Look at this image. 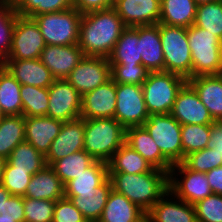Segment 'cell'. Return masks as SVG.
Wrapping results in <instances>:
<instances>
[{"mask_svg": "<svg viewBox=\"0 0 222 222\" xmlns=\"http://www.w3.org/2000/svg\"><path fill=\"white\" fill-rule=\"evenodd\" d=\"M125 28L113 8L83 13L78 45L84 56L108 58Z\"/></svg>", "mask_w": 222, "mask_h": 222, "instance_id": "1", "label": "cell"}, {"mask_svg": "<svg viewBox=\"0 0 222 222\" xmlns=\"http://www.w3.org/2000/svg\"><path fill=\"white\" fill-rule=\"evenodd\" d=\"M112 189L148 212L169 190V173L153 168L150 172L127 174L109 172Z\"/></svg>", "mask_w": 222, "mask_h": 222, "instance_id": "2", "label": "cell"}, {"mask_svg": "<svg viewBox=\"0 0 222 222\" xmlns=\"http://www.w3.org/2000/svg\"><path fill=\"white\" fill-rule=\"evenodd\" d=\"M84 150L95 160L108 163L125 143L126 129L114 118L84 119Z\"/></svg>", "mask_w": 222, "mask_h": 222, "instance_id": "3", "label": "cell"}, {"mask_svg": "<svg viewBox=\"0 0 222 222\" xmlns=\"http://www.w3.org/2000/svg\"><path fill=\"white\" fill-rule=\"evenodd\" d=\"M192 56V78L222 74V40L195 25L187 28Z\"/></svg>", "mask_w": 222, "mask_h": 222, "instance_id": "4", "label": "cell"}, {"mask_svg": "<svg viewBox=\"0 0 222 222\" xmlns=\"http://www.w3.org/2000/svg\"><path fill=\"white\" fill-rule=\"evenodd\" d=\"M159 33L164 56V71L192 78V56L187 38V28L159 23Z\"/></svg>", "mask_w": 222, "mask_h": 222, "instance_id": "5", "label": "cell"}, {"mask_svg": "<svg viewBox=\"0 0 222 222\" xmlns=\"http://www.w3.org/2000/svg\"><path fill=\"white\" fill-rule=\"evenodd\" d=\"M187 80L169 72H149L142 84L144 101L149 115L170 114L177 93Z\"/></svg>", "mask_w": 222, "mask_h": 222, "instance_id": "6", "label": "cell"}, {"mask_svg": "<svg viewBox=\"0 0 222 222\" xmlns=\"http://www.w3.org/2000/svg\"><path fill=\"white\" fill-rule=\"evenodd\" d=\"M81 16L74 7L58 12L36 15L34 20L40 29L46 45L78 44Z\"/></svg>", "mask_w": 222, "mask_h": 222, "instance_id": "7", "label": "cell"}, {"mask_svg": "<svg viewBox=\"0 0 222 222\" xmlns=\"http://www.w3.org/2000/svg\"><path fill=\"white\" fill-rule=\"evenodd\" d=\"M142 126L172 165L183 162L181 124L178 121L170 114H152Z\"/></svg>", "mask_w": 222, "mask_h": 222, "instance_id": "8", "label": "cell"}, {"mask_svg": "<svg viewBox=\"0 0 222 222\" xmlns=\"http://www.w3.org/2000/svg\"><path fill=\"white\" fill-rule=\"evenodd\" d=\"M169 190L177 198L192 205L213 194L206 173L192 171L183 163L172 166L169 172Z\"/></svg>", "mask_w": 222, "mask_h": 222, "instance_id": "9", "label": "cell"}, {"mask_svg": "<svg viewBox=\"0 0 222 222\" xmlns=\"http://www.w3.org/2000/svg\"><path fill=\"white\" fill-rule=\"evenodd\" d=\"M114 119L125 129L142 126L149 118L141 85L116 84Z\"/></svg>", "mask_w": 222, "mask_h": 222, "instance_id": "10", "label": "cell"}, {"mask_svg": "<svg viewBox=\"0 0 222 222\" xmlns=\"http://www.w3.org/2000/svg\"><path fill=\"white\" fill-rule=\"evenodd\" d=\"M46 46L34 18L17 15L8 60L38 59Z\"/></svg>", "mask_w": 222, "mask_h": 222, "instance_id": "11", "label": "cell"}, {"mask_svg": "<svg viewBox=\"0 0 222 222\" xmlns=\"http://www.w3.org/2000/svg\"><path fill=\"white\" fill-rule=\"evenodd\" d=\"M111 79V65L106 57L85 56L66 80L81 96Z\"/></svg>", "mask_w": 222, "mask_h": 222, "instance_id": "12", "label": "cell"}, {"mask_svg": "<svg viewBox=\"0 0 222 222\" xmlns=\"http://www.w3.org/2000/svg\"><path fill=\"white\" fill-rule=\"evenodd\" d=\"M49 106L46 116L63 122L80 118V93L66 80H54L48 87Z\"/></svg>", "mask_w": 222, "mask_h": 222, "instance_id": "13", "label": "cell"}, {"mask_svg": "<svg viewBox=\"0 0 222 222\" xmlns=\"http://www.w3.org/2000/svg\"><path fill=\"white\" fill-rule=\"evenodd\" d=\"M170 115L181 125H212L215 123L208 109L200 101L197 92L188 82L177 93Z\"/></svg>", "mask_w": 222, "mask_h": 222, "instance_id": "14", "label": "cell"}, {"mask_svg": "<svg viewBox=\"0 0 222 222\" xmlns=\"http://www.w3.org/2000/svg\"><path fill=\"white\" fill-rule=\"evenodd\" d=\"M126 27L158 24L161 0H114L112 7Z\"/></svg>", "mask_w": 222, "mask_h": 222, "instance_id": "15", "label": "cell"}, {"mask_svg": "<svg viewBox=\"0 0 222 222\" xmlns=\"http://www.w3.org/2000/svg\"><path fill=\"white\" fill-rule=\"evenodd\" d=\"M84 57L78 44L46 45L41 52L40 60L55 80H63Z\"/></svg>", "mask_w": 222, "mask_h": 222, "instance_id": "16", "label": "cell"}, {"mask_svg": "<svg viewBox=\"0 0 222 222\" xmlns=\"http://www.w3.org/2000/svg\"><path fill=\"white\" fill-rule=\"evenodd\" d=\"M116 104V83L110 79L82 96L80 118H114Z\"/></svg>", "mask_w": 222, "mask_h": 222, "instance_id": "17", "label": "cell"}, {"mask_svg": "<svg viewBox=\"0 0 222 222\" xmlns=\"http://www.w3.org/2000/svg\"><path fill=\"white\" fill-rule=\"evenodd\" d=\"M84 133V119L63 122L61 131L52 141L49 152L45 156L46 164L51 166L55 161L83 150Z\"/></svg>", "mask_w": 222, "mask_h": 222, "instance_id": "18", "label": "cell"}, {"mask_svg": "<svg viewBox=\"0 0 222 222\" xmlns=\"http://www.w3.org/2000/svg\"><path fill=\"white\" fill-rule=\"evenodd\" d=\"M147 214L153 222H197L194 206L177 198L170 190Z\"/></svg>", "mask_w": 222, "mask_h": 222, "instance_id": "19", "label": "cell"}, {"mask_svg": "<svg viewBox=\"0 0 222 222\" xmlns=\"http://www.w3.org/2000/svg\"><path fill=\"white\" fill-rule=\"evenodd\" d=\"M62 125L63 121L48 116L25 117V141L46 156Z\"/></svg>", "mask_w": 222, "mask_h": 222, "instance_id": "20", "label": "cell"}, {"mask_svg": "<svg viewBox=\"0 0 222 222\" xmlns=\"http://www.w3.org/2000/svg\"><path fill=\"white\" fill-rule=\"evenodd\" d=\"M3 66L21 85L48 88L55 80L40 58L7 60Z\"/></svg>", "mask_w": 222, "mask_h": 222, "instance_id": "21", "label": "cell"}, {"mask_svg": "<svg viewBox=\"0 0 222 222\" xmlns=\"http://www.w3.org/2000/svg\"><path fill=\"white\" fill-rule=\"evenodd\" d=\"M125 143L137 151L154 168L170 172L173 165L162 155L157 144L143 126L127 128Z\"/></svg>", "mask_w": 222, "mask_h": 222, "instance_id": "22", "label": "cell"}, {"mask_svg": "<svg viewBox=\"0 0 222 222\" xmlns=\"http://www.w3.org/2000/svg\"><path fill=\"white\" fill-rule=\"evenodd\" d=\"M187 82L197 92L213 120L222 121V74L196 76Z\"/></svg>", "mask_w": 222, "mask_h": 222, "instance_id": "23", "label": "cell"}, {"mask_svg": "<svg viewBox=\"0 0 222 222\" xmlns=\"http://www.w3.org/2000/svg\"><path fill=\"white\" fill-rule=\"evenodd\" d=\"M139 50L142 65L149 72L164 71V56L159 23L139 26Z\"/></svg>", "mask_w": 222, "mask_h": 222, "instance_id": "24", "label": "cell"}, {"mask_svg": "<svg viewBox=\"0 0 222 222\" xmlns=\"http://www.w3.org/2000/svg\"><path fill=\"white\" fill-rule=\"evenodd\" d=\"M23 197L57 201L64 198V184L51 166L32 175Z\"/></svg>", "mask_w": 222, "mask_h": 222, "instance_id": "25", "label": "cell"}, {"mask_svg": "<svg viewBox=\"0 0 222 222\" xmlns=\"http://www.w3.org/2000/svg\"><path fill=\"white\" fill-rule=\"evenodd\" d=\"M108 178L107 163L95 160L80 175L64 185V196L95 194L96 187L103 184Z\"/></svg>", "mask_w": 222, "mask_h": 222, "instance_id": "26", "label": "cell"}, {"mask_svg": "<svg viewBox=\"0 0 222 222\" xmlns=\"http://www.w3.org/2000/svg\"><path fill=\"white\" fill-rule=\"evenodd\" d=\"M145 213L126 196L112 189L98 222H136Z\"/></svg>", "mask_w": 222, "mask_h": 222, "instance_id": "27", "label": "cell"}, {"mask_svg": "<svg viewBox=\"0 0 222 222\" xmlns=\"http://www.w3.org/2000/svg\"><path fill=\"white\" fill-rule=\"evenodd\" d=\"M110 65H139V26L126 27L108 57Z\"/></svg>", "mask_w": 222, "mask_h": 222, "instance_id": "28", "label": "cell"}, {"mask_svg": "<svg viewBox=\"0 0 222 222\" xmlns=\"http://www.w3.org/2000/svg\"><path fill=\"white\" fill-rule=\"evenodd\" d=\"M111 190L112 183L110 178H108L103 184L96 187L95 194L64 197L70 199V201L83 214L87 221L98 222L102 216L108 195Z\"/></svg>", "mask_w": 222, "mask_h": 222, "instance_id": "29", "label": "cell"}, {"mask_svg": "<svg viewBox=\"0 0 222 222\" xmlns=\"http://www.w3.org/2000/svg\"><path fill=\"white\" fill-rule=\"evenodd\" d=\"M196 10L194 0H161L159 23L188 28L194 24Z\"/></svg>", "mask_w": 222, "mask_h": 222, "instance_id": "30", "label": "cell"}, {"mask_svg": "<svg viewBox=\"0 0 222 222\" xmlns=\"http://www.w3.org/2000/svg\"><path fill=\"white\" fill-rule=\"evenodd\" d=\"M107 165L109 172H124L127 174L146 173L154 168L126 143L113 154Z\"/></svg>", "mask_w": 222, "mask_h": 222, "instance_id": "31", "label": "cell"}, {"mask_svg": "<svg viewBox=\"0 0 222 222\" xmlns=\"http://www.w3.org/2000/svg\"><path fill=\"white\" fill-rule=\"evenodd\" d=\"M25 117L3 116L0 119V157L7 160L13 149L25 141Z\"/></svg>", "mask_w": 222, "mask_h": 222, "instance_id": "32", "label": "cell"}, {"mask_svg": "<svg viewBox=\"0 0 222 222\" xmlns=\"http://www.w3.org/2000/svg\"><path fill=\"white\" fill-rule=\"evenodd\" d=\"M21 84L0 65V106L5 116L22 115Z\"/></svg>", "mask_w": 222, "mask_h": 222, "instance_id": "33", "label": "cell"}, {"mask_svg": "<svg viewBox=\"0 0 222 222\" xmlns=\"http://www.w3.org/2000/svg\"><path fill=\"white\" fill-rule=\"evenodd\" d=\"M6 161L15 170L27 171L30 175L42 170L47 165L45 156L26 141L18 144Z\"/></svg>", "mask_w": 222, "mask_h": 222, "instance_id": "34", "label": "cell"}, {"mask_svg": "<svg viewBox=\"0 0 222 222\" xmlns=\"http://www.w3.org/2000/svg\"><path fill=\"white\" fill-rule=\"evenodd\" d=\"M94 161L95 159L83 149L55 161L51 167L65 185L68 181L80 175Z\"/></svg>", "mask_w": 222, "mask_h": 222, "instance_id": "35", "label": "cell"}, {"mask_svg": "<svg viewBox=\"0 0 222 222\" xmlns=\"http://www.w3.org/2000/svg\"><path fill=\"white\" fill-rule=\"evenodd\" d=\"M20 96L24 117L46 116L49 106L48 88L21 85Z\"/></svg>", "mask_w": 222, "mask_h": 222, "instance_id": "36", "label": "cell"}, {"mask_svg": "<svg viewBox=\"0 0 222 222\" xmlns=\"http://www.w3.org/2000/svg\"><path fill=\"white\" fill-rule=\"evenodd\" d=\"M17 15L10 0L0 3V65L10 56Z\"/></svg>", "mask_w": 222, "mask_h": 222, "instance_id": "37", "label": "cell"}, {"mask_svg": "<svg viewBox=\"0 0 222 222\" xmlns=\"http://www.w3.org/2000/svg\"><path fill=\"white\" fill-rule=\"evenodd\" d=\"M21 16L34 18L36 15L64 11L74 7L72 0H10Z\"/></svg>", "mask_w": 222, "mask_h": 222, "instance_id": "38", "label": "cell"}, {"mask_svg": "<svg viewBox=\"0 0 222 222\" xmlns=\"http://www.w3.org/2000/svg\"><path fill=\"white\" fill-rule=\"evenodd\" d=\"M222 40V0L197 5L194 24Z\"/></svg>", "mask_w": 222, "mask_h": 222, "instance_id": "39", "label": "cell"}, {"mask_svg": "<svg viewBox=\"0 0 222 222\" xmlns=\"http://www.w3.org/2000/svg\"><path fill=\"white\" fill-rule=\"evenodd\" d=\"M212 125H181V141L184 158L196 151L206 148Z\"/></svg>", "mask_w": 222, "mask_h": 222, "instance_id": "40", "label": "cell"}, {"mask_svg": "<svg viewBox=\"0 0 222 222\" xmlns=\"http://www.w3.org/2000/svg\"><path fill=\"white\" fill-rule=\"evenodd\" d=\"M55 201L24 197V222H53Z\"/></svg>", "mask_w": 222, "mask_h": 222, "instance_id": "41", "label": "cell"}, {"mask_svg": "<svg viewBox=\"0 0 222 222\" xmlns=\"http://www.w3.org/2000/svg\"><path fill=\"white\" fill-rule=\"evenodd\" d=\"M182 163L188 169L201 173H207L213 168L222 166V161H219L215 148H204L200 151L193 152L187 155Z\"/></svg>", "mask_w": 222, "mask_h": 222, "instance_id": "42", "label": "cell"}, {"mask_svg": "<svg viewBox=\"0 0 222 222\" xmlns=\"http://www.w3.org/2000/svg\"><path fill=\"white\" fill-rule=\"evenodd\" d=\"M149 71L142 65H111V79L116 84L141 85L147 79Z\"/></svg>", "mask_w": 222, "mask_h": 222, "instance_id": "43", "label": "cell"}, {"mask_svg": "<svg viewBox=\"0 0 222 222\" xmlns=\"http://www.w3.org/2000/svg\"><path fill=\"white\" fill-rule=\"evenodd\" d=\"M193 206L197 222H222V195L212 194Z\"/></svg>", "mask_w": 222, "mask_h": 222, "instance_id": "44", "label": "cell"}, {"mask_svg": "<svg viewBox=\"0 0 222 222\" xmlns=\"http://www.w3.org/2000/svg\"><path fill=\"white\" fill-rule=\"evenodd\" d=\"M32 175L27 171L15 170L7 161L3 169L2 185L12 194L24 196Z\"/></svg>", "mask_w": 222, "mask_h": 222, "instance_id": "45", "label": "cell"}, {"mask_svg": "<svg viewBox=\"0 0 222 222\" xmlns=\"http://www.w3.org/2000/svg\"><path fill=\"white\" fill-rule=\"evenodd\" d=\"M83 214L67 198L55 201L53 222H86Z\"/></svg>", "mask_w": 222, "mask_h": 222, "instance_id": "46", "label": "cell"}, {"mask_svg": "<svg viewBox=\"0 0 222 222\" xmlns=\"http://www.w3.org/2000/svg\"><path fill=\"white\" fill-rule=\"evenodd\" d=\"M2 217L17 218V222H24V197L19 195H11L6 201Z\"/></svg>", "mask_w": 222, "mask_h": 222, "instance_id": "47", "label": "cell"}, {"mask_svg": "<svg viewBox=\"0 0 222 222\" xmlns=\"http://www.w3.org/2000/svg\"><path fill=\"white\" fill-rule=\"evenodd\" d=\"M74 8L80 13L112 8L114 0H72Z\"/></svg>", "mask_w": 222, "mask_h": 222, "instance_id": "48", "label": "cell"}, {"mask_svg": "<svg viewBox=\"0 0 222 222\" xmlns=\"http://www.w3.org/2000/svg\"><path fill=\"white\" fill-rule=\"evenodd\" d=\"M206 148H215L219 161H222V125L219 122L212 124L210 128V138Z\"/></svg>", "mask_w": 222, "mask_h": 222, "instance_id": "49", "label": "cell"}, {"mask_svg": "<svg viewBox=\"0 0 222 222\" xmlns=\"http://www.w3.org/2000/svg\"><path fill=\"white\" fill-rule=\"evenodd\" d=\"M213 194L222 195V166L213 168L206 173Z\"/></svg>", "mask_w": 222, "mask_h": 222, "instance_id": "50", "label": "cell"}, {"mask_svg": "<svg viewBox=\"0 0 222 222\" xmlns=\"http://www.w3.org/2000/svg\"><path fill=\"white\" fill-rule=\"evenodd\" d=\"M12 194L3 186H0V214L3 211V207L5 206V201L11 196Z\"/></svg>", "mask_w": 222, "mask_h": 222, "instance_id": "51", "label": "cell"}, {"mask_svg": "<svg viewBox=\"0 0 222 222\" xmlns=\"http://www.w3.org/2000/svg\"><path fill=\"white\" fill-rule=\"evenodd\" d=\"M6 160L0 157V186L3 183V169L5 165Z\"/></svg>", "mask_w": 222, "mask_h": 222, "instance_id": "52", "label": "cell"}, {"mask_svg": "<svg viewBox=\"0 0 222 222\" xmlns=\"http://www.w3.org/2000/svg\"><path fill=\"white\" fill-rule=\"evenodd\" d=\"M136 222H153V220L146 212Z\"/></svg>", "mask_w": 222, "mask_h": 222, "instance_id": "53", "label": "cell"}, {"mask_svg": "<svg viewBox=\"0 0 222 222\" xmlns=\"http://www.w3.org/2000/svg\"><path fill=\"white\" fill-rule=\"evenodd\" d=\"M0 222H17V218L2 217L0 214Z\"/></svg>", "mask_w": 222, "mask_h": 222, "instance_id": "54", "label": "cell"}, {"mask_svg": "<svg viewBox=\"0 0 222 222\" xmlns=\"http://www.w3.org/2000/svg\"><path fill=\"white\" fill-rule=\"evenodd\" d=\"M194 1L196 2L197 5H199V4L217 2V1H220V0H194Z\"/></svg>", "mask_w": 222, "mask_h": 222, "instance_id": "55", "label": "cell"}, {"mask_svg": "<svg viewBox=\"0 0 222 222\" xmlns=\"http://www.w3.org/2000/svg\"><path fill=\"white\" fill-rule=\"evenodd\" d=\"M3 116H5V115L3 114V111H2L1 106H0V119H1Z\"/></svg>", "mask_w": 222, "mask_h": 222, "instance_id": "56", "label": "cell"}]
</instances>
